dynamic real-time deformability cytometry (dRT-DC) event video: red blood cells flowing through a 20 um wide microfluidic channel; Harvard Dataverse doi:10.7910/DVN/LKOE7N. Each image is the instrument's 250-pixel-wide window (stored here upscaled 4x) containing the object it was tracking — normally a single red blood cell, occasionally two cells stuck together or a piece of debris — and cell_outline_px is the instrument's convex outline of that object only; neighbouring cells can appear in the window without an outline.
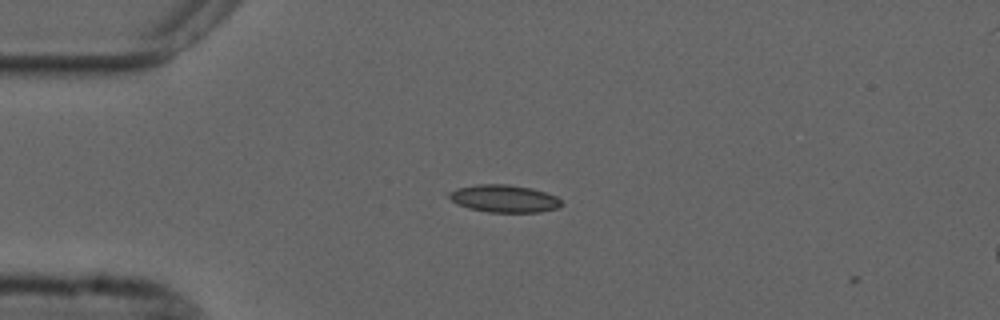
{"species": "common noctule bat (a hibernating species)", "species_latin": "Nyctalus noctula", "temperature_condition": "cold", "stored_images_in_passage": 3, "camera_frame_rate_fps": 3000, "um_per_image_px": 0.085, "animal": {"sex": "male", "forearm_length_mm": 52.5}, "frame": {"image": 1, "passage_image": 1, "time_ms": 0.0, "image_size_px": [1000, 320], "cell_outline_px": [[564, 204], [556, 208], [540, 212], [488, 212], [468, 208], [456, 204], [448, 196], [448, 192], [456, 188], [476, 184], [508, 184], [532, 188], [556, 196]], "centroid_in_image_um": [42.82, 16.87], "position_along_channel_um": 42.2, "area_um2": 18.09}}